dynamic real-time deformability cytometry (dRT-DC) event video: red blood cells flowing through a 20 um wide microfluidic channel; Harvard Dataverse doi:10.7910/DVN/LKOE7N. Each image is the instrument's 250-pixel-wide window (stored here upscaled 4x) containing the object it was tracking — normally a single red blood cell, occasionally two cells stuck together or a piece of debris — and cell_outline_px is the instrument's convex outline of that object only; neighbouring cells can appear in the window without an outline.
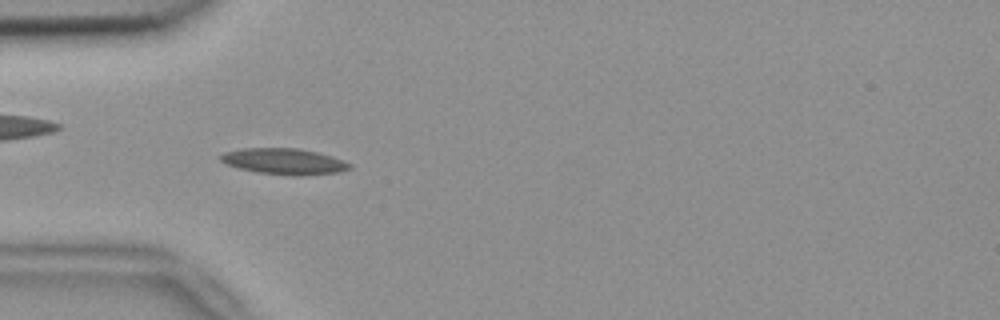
{"species": "common noctule bat (a hibernating species)", "species_latin": "Nyctalus noctula", "temperature_condition": "room temperature", "stored_images_in_passage": 53, "camera_frame_rate_fps": 3000, "um_per_image_px": 0.085, "animal": {"sex": "female", "body_mass_g": 18.4}, "frame": {"image": 1, "passage_image": 16, "time_ms": 5.0, "image_size_px": [1000, 320], "cell_outline_px": [[352, 168], [340, 172], [300, 176], [292, 176], [256, 172], [224, 164], [220, 160], [220, 156], [224, 152], [240, 148], [296, 148], [316, 152], [332, 156], [352, 164]], "centroid_in_image_um": [24.14, 13.72], "position_along_channel_um": 60.9, "area_um2": 19.71}}
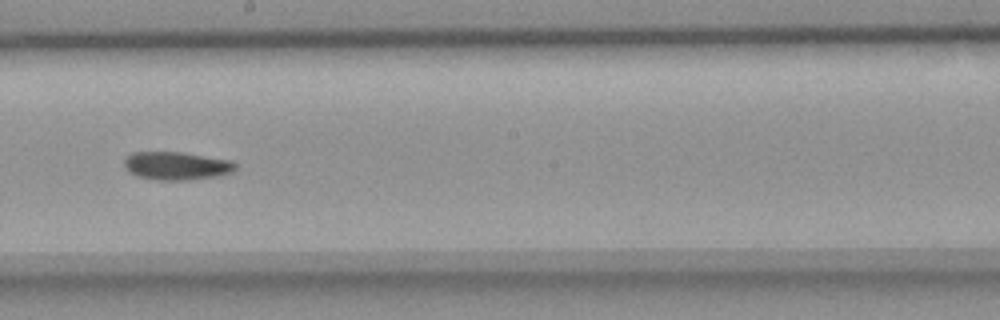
{"frame": {"image": 2, "passage_image": 30, "time_ms": 9.667, "image_size_px": [1000, 320], "cell_outline_px": [[236, 168], [232, 172], [216, 176], [184, 180], [156, 180], [136, 176], [128, 172], [124, 168], [124, 160], [132, 152], [184, 152], [232, 160], [236, 164]], "centroid_in_image_um": [14.98, 14.09], "position_along_channel_um": 233.2, "area_um2": 18.38}}
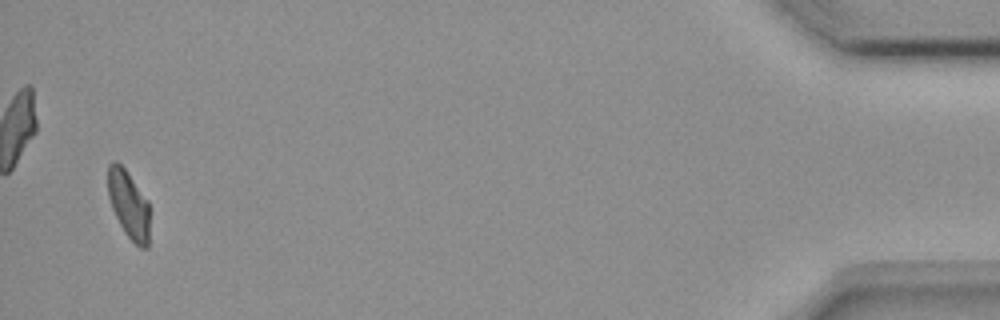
{"frame": {"image": 3, "passage_image": 52, "time_ms": 17.0, "image_size_px": [1000, 320], "cell_outline_px": [[148, 248], [140, 248], [124, 232], [112, 208], [108, 196], [108, 164], [112, 160], [116, 160], [124, 168], [148, 200]], "centroid_in_image_um": [10.92, 17.36], "position_along_channel_um": 424.3, "area_um2": 16.3}}